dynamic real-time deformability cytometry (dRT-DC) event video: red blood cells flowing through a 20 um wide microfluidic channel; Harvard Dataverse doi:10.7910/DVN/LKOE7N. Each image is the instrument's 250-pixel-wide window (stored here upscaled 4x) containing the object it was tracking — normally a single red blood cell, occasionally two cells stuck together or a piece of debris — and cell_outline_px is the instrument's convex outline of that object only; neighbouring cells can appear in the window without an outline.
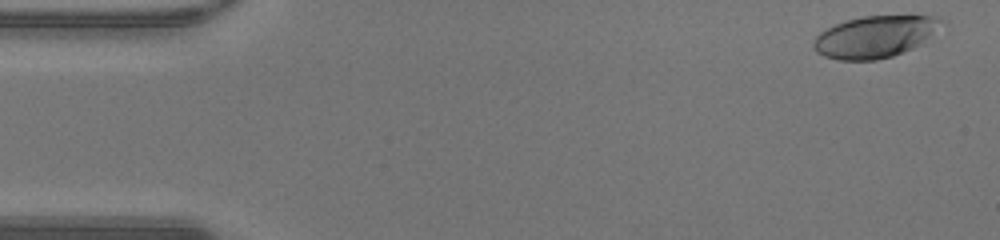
{"species": "human", "species_latin": "Homo sapiens", "temperature_condition": "warm", "stored_images_in_passage": 48, "camera_frame_rate_fps": 3000, "um_per_image_px": 0.085, "donor": {"sex": "male"}, "frame": {"image": 1, "passage_image": 2, "time_ms": 0.333, "image_size_px": [1000, 240], "cell_outline_px": [[940, 24], [920, 44], [912, 48], [892, 56], [876, 60], [836, 60], [824, 56], [816, 52], [812, 48], [812, 44], [816, 36], [820, 32], [836, 24], [848, 20], [864, 16], [912, 12], [936, 16], [940, 20]], "centroid_in_image_um": [74.36, 3.08], "position_along_channel_um": 10.6, "area_um2": 31.56}}
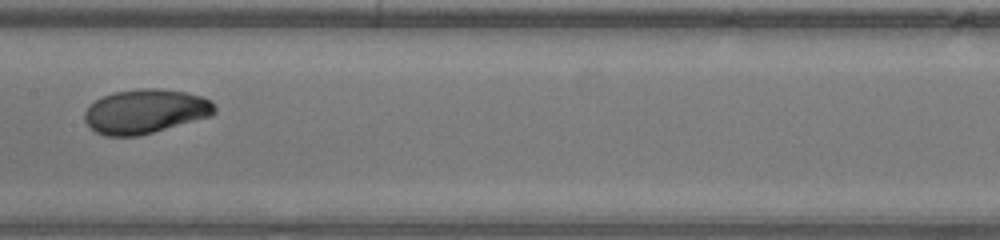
{"frame": {"image": 2, "passage_image": 24, "time_ms": 7.667, "image_size_px": [1000, 240], "cell_outline_px": [[216, 112], [212, 116], [140, 136], [104, 136], [96, 132], [84, 120], [84, 112], [96, 100], [112, 92], [140, 88], [156, 88], [184, 92], [200, 96], [212, 100], [216, 108]], "centroid_in_image_um": [12.38, 9.47], "position_along_channel_um": 195.0, "area_um2": 33.64}}
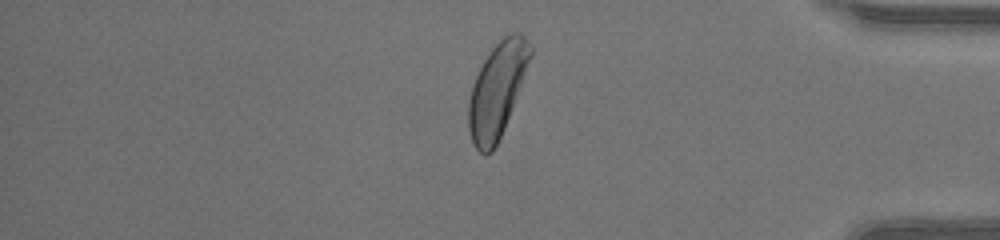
{"frame": {"image": 3, "passage_image": 40, "time_ms": 13.0, "image_size_px": [1000, 240], "cell_outline_px": [[532, 56], [504, 128], [492, 152], [480, 152], [472, 144], [468, 128], [468, 100], [472, 84], [484, 60], [492, 48], [504, 36], [512, 32], [520, 32], [524, 36], [532, 48]], "centroid_in_image_um": [42.24, 7.64], "position_along_channel_um": 393.0, "area_um2": 33.52}, "authors_computed_cell_mechanics": {"area_um2": 33.0327, "velocity_mm_per_s": 4.2967, "shape_relaxation_time_tau1_ms": 3.5553, "shape_relaxation_time_tau2_ms": 3.4531, "deformation_change_tau1": 0.1815, "deformation_change_tau2": 0.0643}}